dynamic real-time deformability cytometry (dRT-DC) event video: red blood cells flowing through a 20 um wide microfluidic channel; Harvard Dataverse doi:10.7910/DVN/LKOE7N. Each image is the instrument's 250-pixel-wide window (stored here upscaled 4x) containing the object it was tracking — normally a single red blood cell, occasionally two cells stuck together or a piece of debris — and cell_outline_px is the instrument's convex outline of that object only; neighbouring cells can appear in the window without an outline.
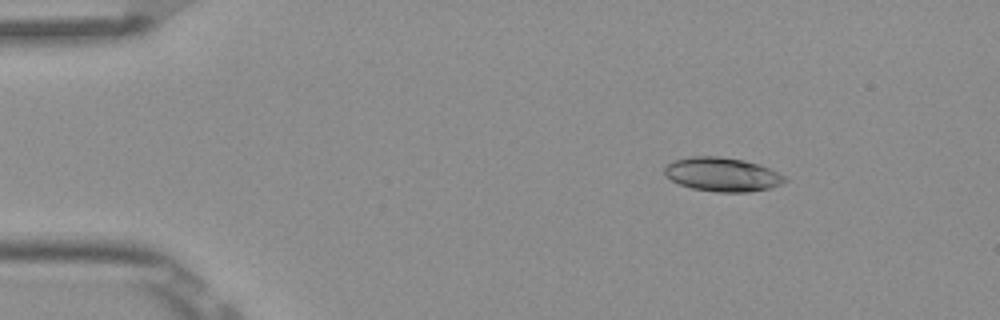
{"species": "Egyptian fruit bat (a non-hibernating species)", "species_latin": "Rousettus aegyptiacus", "temperature_condition": "room temperature", "stored_images_in_passage": 8, "camera_frame_rate_fps": 3000, "um_per_image_px": 0.085, "frame": {"image": 1, "passage_image": 2, "time_ms": 0.333, "image_size_px": [1000, 320], "cell_outline_px": [[788, 180], [780, 184], [768, 188], [748, 192], [716, 192], [692, 188], [680, 184], [664, 176], [664, 168], [668, 164], [676, 160], [692, 156], [720, 156], [744, 160], [760, 164], [784, 176]], "centroid_in_image_um": [61.38, 14.82], "position_along_channel_um": 23.6, "area_um2": 23.64}}
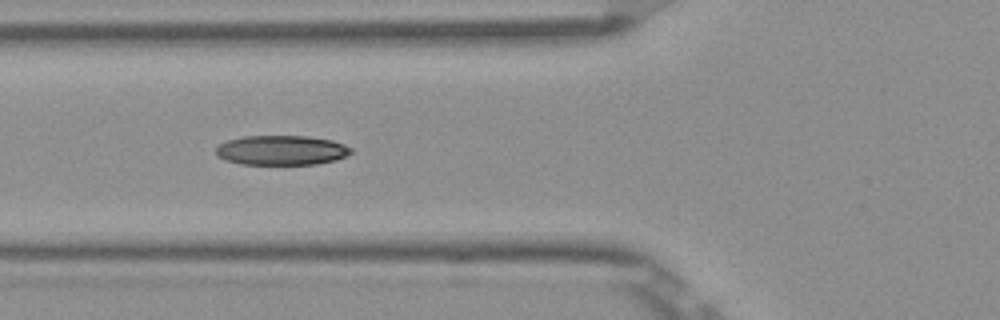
{"frame": {"image": 2, "passage_image": 5, "time_ms": 1.333, "image_size_px": [1000, 320], "cell_outline_px": [[352, 152], [336, 160], [316, 164], [240, 164], [216, 156], [216, 148], [220, 144], [228, 140], [244, 136], [308, 136], [332, 140], [344, 144], [352, 148]], "centroid_in_image_um": [23.94, 12.76], "position_along_channel_um": 101.9, "area_um2": 23.29}}
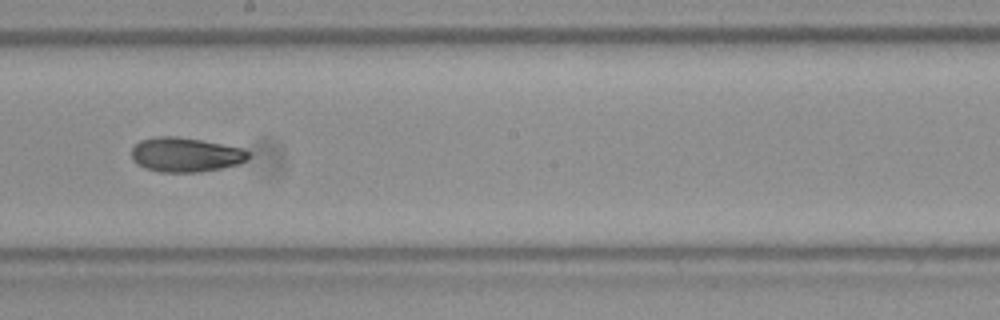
{"frame": {"image": 3, "passage_image": 8, "time_ms": 2.333, "image_size_px": [1000, 320], "cell_outline_px": [[252, 156], [240, 164], [200, 172], [160, 172], [144, 168], [136, 164], [132, 160], [132, 148], [140, 140], [156, 136], [176, 136], [200, 140], [244, 148], [252, 152]], "centroid_in_image_um": [15.8, 13.15], "position_along_channel_um": 232.4, "area_um2": 23.76}}